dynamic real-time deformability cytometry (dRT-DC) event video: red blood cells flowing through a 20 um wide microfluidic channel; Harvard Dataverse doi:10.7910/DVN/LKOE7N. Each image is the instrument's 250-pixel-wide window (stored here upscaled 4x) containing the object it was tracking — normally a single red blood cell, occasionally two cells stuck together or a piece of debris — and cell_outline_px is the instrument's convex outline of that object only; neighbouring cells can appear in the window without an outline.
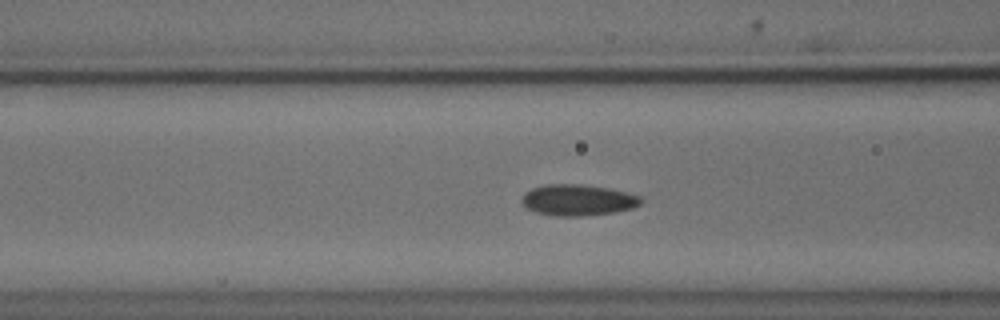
{"species": "common noctule bat (a hibernating species)", "species_latin": "Nyctalus noctula", "temperature_condition": "cold", "stored_images_in_passage": 39, "camera_frame_rate_fps": 3000, "um_per_image_px": 0.085, "animal": {"sex": "male", "body_mass_g": 18.8}, "frame": {"image": 1, "passage_image": 6, "time_ms": 1.667, "image_size_px": [1000, 320], "cell_outline_px": [[644, 200], [640, 204], [632, 208], [616, 212], [584, 216], [556, 216], [536, 212], [528, 208], [520, 200], [524, 192], [532, 188], [544, 184], [580, 184], [608, 188], [628, 192], [640, 196]], "centroid_in_image_um": [49.13, 17.0], "position_along_channel_um": 117.5, "area_um2": 21.79}}
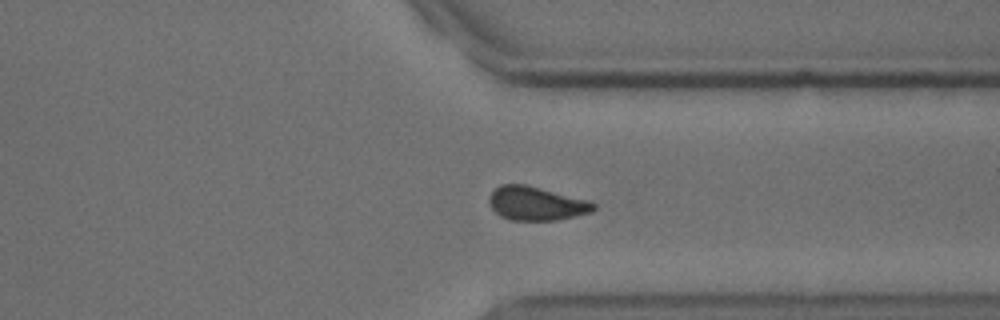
{"frame": {"image": 2, "passage_image": 26, "time_ms": 8.333, "image_size_px": [1000, 320], "cell_outline_px": [[596, 208], [592, 212], [576, 216], [556, 220], [512, 220], [500, 216], [492, 208], [488, 200], [488, 196], [500, 184], [524, 184], [540, 188], [584, 200], [596, 204]], "centroid_in_image_um": [45.54, 17.3], "position_along_channel_um": 365.9, "area_um2": 20.23}}
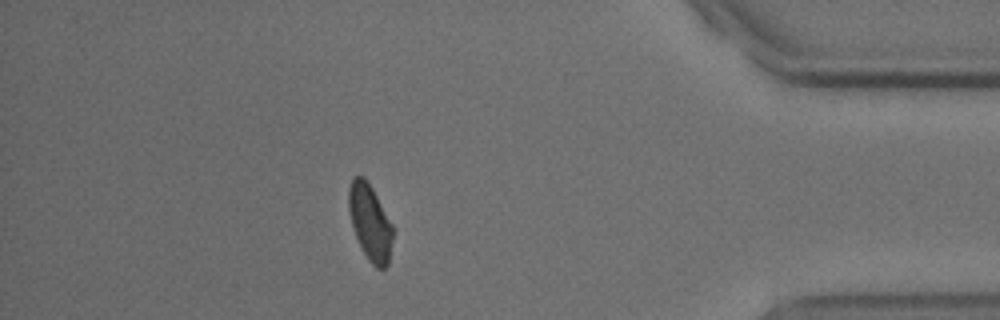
{"frame": {"image": 3, "passage_image": 32, "time_ms": 10.333, "image_size_px": [1000, 320], "cell_outline_px": [[392, 240], [388, 264], [384, 268], [376, 268], [368, 260], [356, 236], [352, 224], [348, 208], [348, 188], [352, 176], [364, 176], [372, 188], [392, 224]], "centroid_in_image_um": [31.43, 18.87], "position_along_channel_um": 403.8, "area_um2": 19.31}, "authors_computed_cell_mechanics": {"area_um2": 20.8658, "velocity_mm_per_s": 3.7205, "shape_relaxation_time_tau1_ms": 8.4264, "shape_relaxation_time_tau2_ms": 4.0438, "deformation_change_tau1": 0.1182, "deformation_change_tau2": 0.0656}}